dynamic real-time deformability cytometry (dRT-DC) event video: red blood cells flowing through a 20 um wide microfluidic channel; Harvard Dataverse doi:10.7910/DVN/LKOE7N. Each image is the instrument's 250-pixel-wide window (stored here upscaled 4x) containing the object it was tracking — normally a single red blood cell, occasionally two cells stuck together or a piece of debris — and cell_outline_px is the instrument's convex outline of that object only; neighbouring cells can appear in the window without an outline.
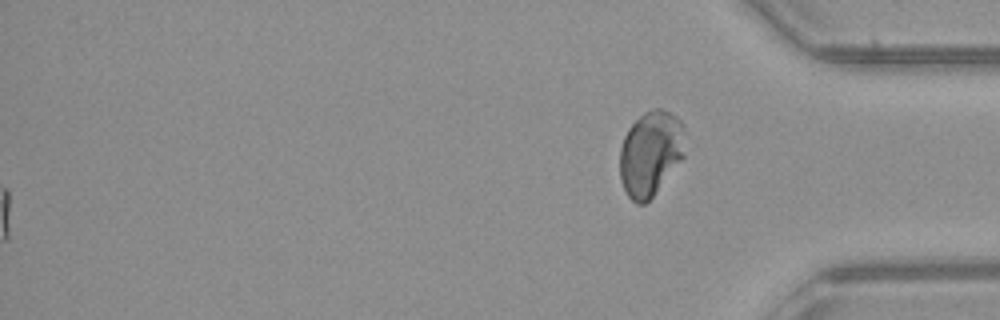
{"species": "common noctule bat (a hibernating species)", "species_latin": "Nyctalus noctula", "temperature_condition": "warm", "stored_images_in_passage": 51, "segment_of_instrument_passage": [2, 2], "camera_frame_rate_fps": 3000, "um_per_image_px": 0.085, "animal": {"sex": "female", "body_mass_g": 21.9}, "frame": {"image": 1, "passage_image": 51, "time_ms": 16.667, "image_size_px": [1000, 320], "cell_outline_px": [[688, 148], [684, 156], [652, 196], [644, 204], [636, 204], [628, 196], [620, 180], [620, 148], [624, 136], [628, 128], [644, 112], [652, 108], [660, 108], [676, 116], [680, 120], [684, 128]], "centroid_in_image_um": [55.32, 13.01], "position_along_channel_um": 379.9, "area_um2": 32.54}}